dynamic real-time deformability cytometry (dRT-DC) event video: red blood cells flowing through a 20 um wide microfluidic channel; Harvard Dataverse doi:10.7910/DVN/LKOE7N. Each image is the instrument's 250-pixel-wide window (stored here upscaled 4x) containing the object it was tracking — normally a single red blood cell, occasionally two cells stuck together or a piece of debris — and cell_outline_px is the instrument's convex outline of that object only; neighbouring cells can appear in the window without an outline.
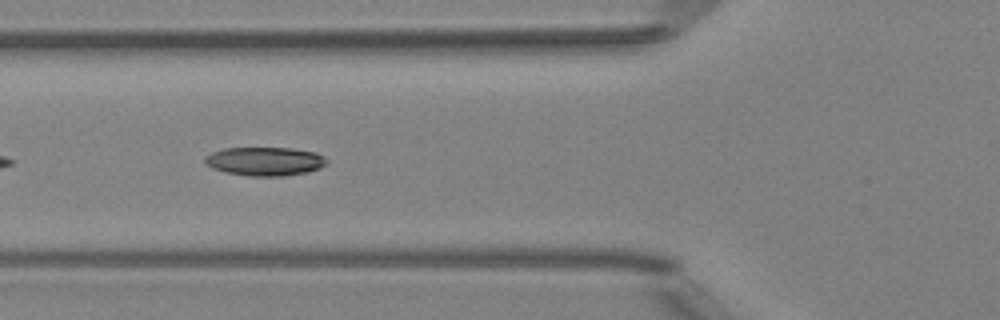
{"species": "Egyptian fruit bat (a non-hibernating species)", "species_latin": "Rousettus aegyptiacus", "temperature_condition": "room temperature", "stored_images_in_passage": 32, "camera_frame_rate_fps": 3000, "um_per_image_px": 0.085, "animal": {"sex": "female"}, "frame": {"image": 1, "passage_image": 5, "time_ms": 1.333, "image_size_px": [1000, 320], "cell_outline_px": [[328, 164], [320, 168], [308, 172], [280, 176], [248, 176], [224, 172], [212, 168], [204, 160], [204, 156], [212, 152], [224, 148], [292, 148], [316, 152], [324, 156], [328, 160]], "centroid_in_image_um": [22.54, 13.71], "position_along_channel_um": 103.3, "area_um2": 20.52}, "authors_computed_cell_mechanics": {"area_um2": 19.5653, "velocity_mm_per_s": 3.9923, "shape_relaxation_time_tau1_ms": 9.0226, "shape_relaxation_time_tau2_ms": null, "deformation_change_tau1": 0.1592, "deformation_change_tau2": null}}